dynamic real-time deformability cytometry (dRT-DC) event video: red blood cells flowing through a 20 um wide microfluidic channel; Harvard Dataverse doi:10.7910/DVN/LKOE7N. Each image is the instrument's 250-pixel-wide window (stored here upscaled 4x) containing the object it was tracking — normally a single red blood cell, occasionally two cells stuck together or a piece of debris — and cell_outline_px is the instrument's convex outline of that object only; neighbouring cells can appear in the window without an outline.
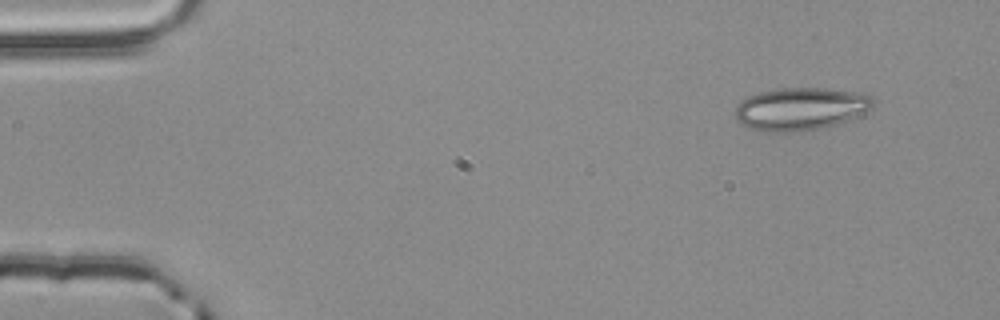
{"species": "common noctule bat (a hibernating species)", "species_latin": "Nyctalus noctula", "temperature_condition": "room temperature", "stored_images_in_passage": 3, "camera_frame_rate_fps": 3000, "um_per_image_px": 0.085, "animal": {"sex": "male", "body_mass_g": 20.4}, "frame": {"image": 1, "passage_image": 1, "time_ms": 0.0, "image_size_px": [1000, 320], "cell_outline_px": [[876, 100], [872, 108], [848, 120], [824, 128], [804, 132], [760, 132], [748, 128], [740, 124], [736, 120], [736, 108], [748, 96], [760, 92], [780, 88], [824, 88], [868, 92]], "centroid_in_image_um": [68.1, 9.26], "position_along_channel_um": 16.9, "area_um2": 34.97}}